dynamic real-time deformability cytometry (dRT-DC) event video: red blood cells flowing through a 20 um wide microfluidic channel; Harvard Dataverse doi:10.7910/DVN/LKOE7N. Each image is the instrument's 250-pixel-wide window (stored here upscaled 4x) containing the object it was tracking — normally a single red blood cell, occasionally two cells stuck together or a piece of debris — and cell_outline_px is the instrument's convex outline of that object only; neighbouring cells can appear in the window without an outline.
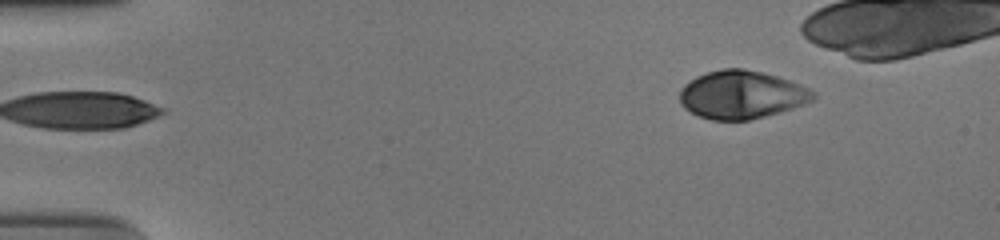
{"species": "human", "species_latin": "Homo sapiens", "temperature_condition": "cold", "stored_images_in_passage": 44, "camera_frame_rate_fps": 3000, "um_per_image_px": 0.085, "donor": {"sex": "male"}, "frame": {"image": 1, "passage_image": 1, "time_ms": 0.0, "image_size_px": [1000, 240], "cell_outline_px": [[816, 96], [812, 100], [792, 108], [764, 116], [748, 120], [712, 120], [700, 116], [684, 108], [680, 104], [680, 88], [684, 84], [696, 76], [708, 72], [724, 68], [744, 68], [776, 76], [788, 80], [808, 88], [816, 92]], "centroid_in_image_um": [63.0, 8.04], "position_along_channel_um": 22.0, "area_um2": 37.11}}
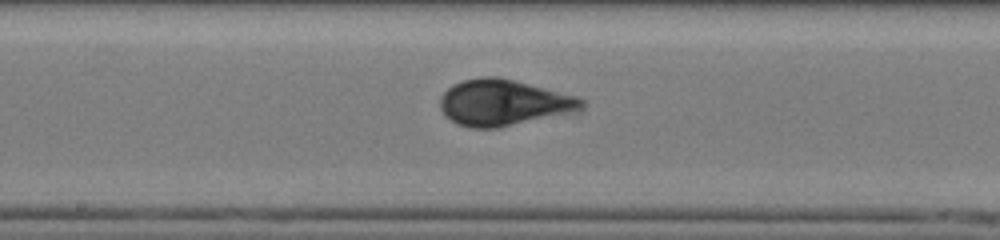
{"frame": {"image": 2, "passage_image": 24, "time_ms": 7.667, "image_size_px": [1000, 240], "cell_outline_px": [[584, 104], [580, 108], [496, 128], [472, 128], [456, 124], [444, 116], [440, 108], [440, 96], [452, 84], [464, 80], [484, 76], [496, 76], [580, 96], [584, 100]], "centroid_in_image_um": [42.69, 8.7], "position_along_channel_um": 205.5, "area_um2": 37.28}}
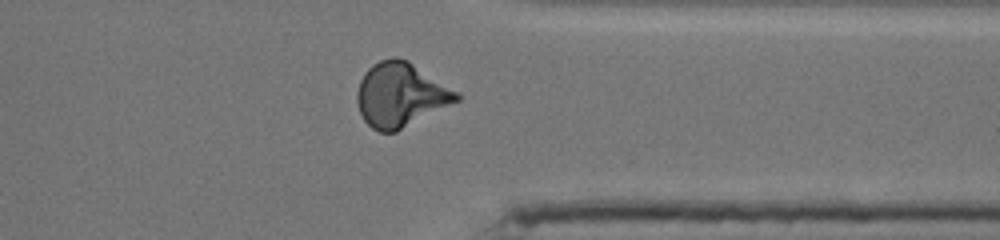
{"frame": {"image": 3, "passage_image": 38, "time_ms": 12.333, "image_size_px": [1000, 240], "cell_outline_px": [[460, 100], [396, 132], [380, 132], [372, 128], [364, 120], [360, 112], [356, 100], [356, 92], [360, 80], [364, 72], [372, 64], [380, 60], [396, 56], [408, 60], [460, 92]], "centroid_in_image_um": [34.05, 8.05], "position_along_channel_um": 377.3, "area_um2": 37.51}, "authors_computed_cell_mechanics": {"area_um2": 36.7319, "velocity_mm_per_s": 3.7299, "shape_relaxation_time_tau1_ms": 4.6189, "shape_relaxation_time_tau2_ms": null, "deformation_change_tau1": 0.1687, "deformation_change_tau2": null}}